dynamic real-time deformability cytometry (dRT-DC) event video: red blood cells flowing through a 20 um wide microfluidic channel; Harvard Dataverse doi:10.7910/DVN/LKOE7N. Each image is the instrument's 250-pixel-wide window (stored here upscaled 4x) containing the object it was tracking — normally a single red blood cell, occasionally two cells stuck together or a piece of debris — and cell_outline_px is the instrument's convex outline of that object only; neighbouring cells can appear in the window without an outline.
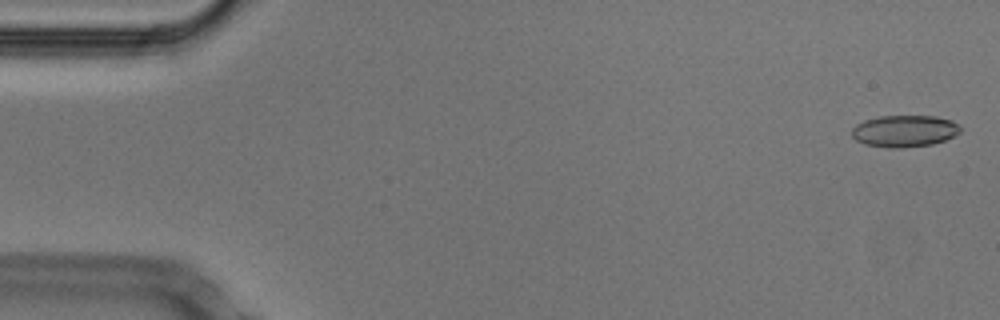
{"species": "Egyptian fruit bat (a non-hibernating species)", "species_latin": "Rousettus aegyptiacus", "temperature_condition": "cold", "stored_images_in_passage": 4, "camera_frame_rate_fps": 3000, "um_per_image_px": 0.085, "animal": {"sex": "male"}, "frame": {"image": 1, "passage_image": 1, "time_ms": 0.0, "image_size_px": [1000, 320], "cell_outline_px": [[960, 132], [944, 140], [932, 144], [904, 148], [888, 148], [864, 144], [856, 140], [852, 136], [852, 128], [856, 124], [864, 120], [880, 116], [936, 116], [952, 120], [960, 124]], "centroid_in_image_um": [76.87, 11.14], "position_along_channel_um": 8.1, "area_um2": 20.23}}